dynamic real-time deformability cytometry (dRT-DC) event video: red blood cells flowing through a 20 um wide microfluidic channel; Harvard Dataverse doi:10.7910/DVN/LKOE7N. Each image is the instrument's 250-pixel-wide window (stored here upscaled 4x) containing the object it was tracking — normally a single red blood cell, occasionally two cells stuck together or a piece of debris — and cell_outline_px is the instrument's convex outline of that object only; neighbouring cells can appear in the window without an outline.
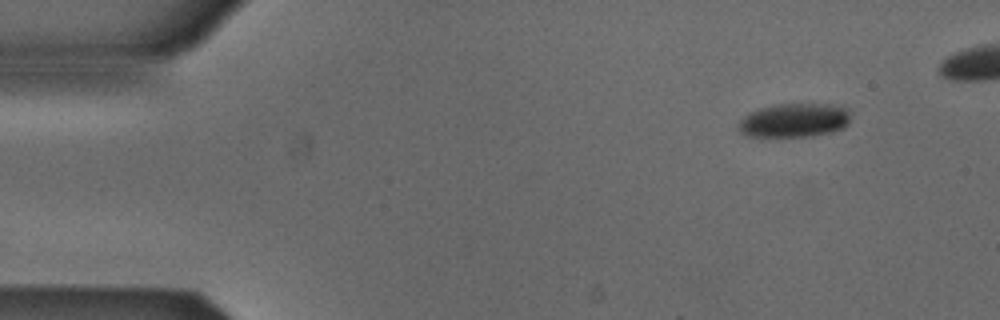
{"species": "Egyptian fruit bat (a non-hibernating species)", "species_latin": "Rousettus aegyptiacus", "temperature_condition": "cold", "stored_images_in_passage": 43, "camera_frame_rate_fps": 3000, "um_per_image_px": 0.085, "animal": {"sex": "male"}, "frame": {"image": 1, "passage_image": 1, "time_ms": 0.0, "image_size_px": [1000, 320], "cell_outline_px": [[848, 124], [844, 128], [832, 132], [812, 136], [748, 136], [740, 132], [736, 128], [736, 124], [748, 112], [760, 108], [780, 104], [828, 104], [848, 108]], "centroid_in_image_um": [67.47, 10.23], "position_along_channel_um": 17.5, "area_um2": 22.2}}
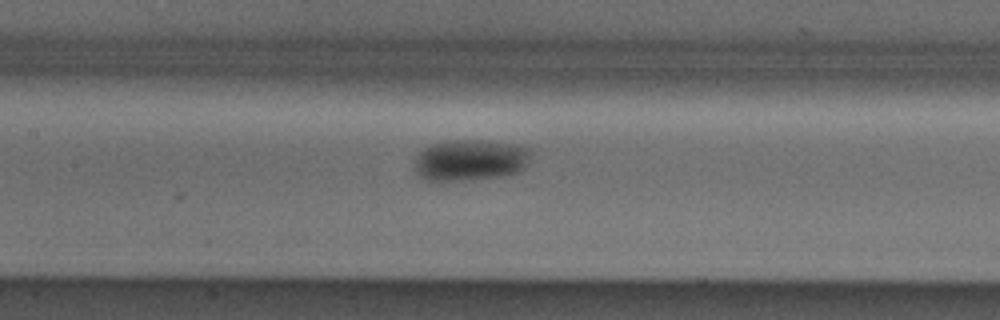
{"frame": {"image": 2, "passage_image": 20, "time_ms": 6.333, "image_size_px": [1000, 320], "cell_outline_px": [[528, 160], [524, 168], [516, 172], [500, 176], [464, 180], [424, 180], [416, 172], [416, 156], [424, 148], [432, 144], [448, 140], [480, 140], [516, 144], [528, 148]], "centroid_in_image_um": [39.94, 13.6], "position_along_channel_um": 167.5, "area_um2": 27.57}}
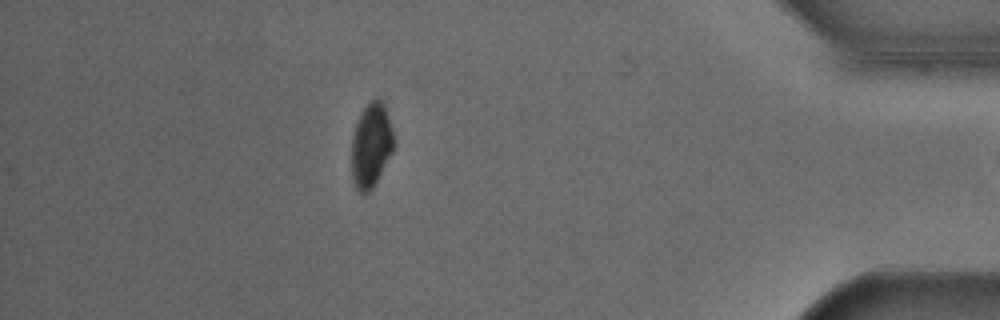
{"frame": {"image": 3, "passage_image": 42, "time_ms": 13.667, "image_size_px": [1000, 320], "cell_outline_px": [[396, 144], [392, 152], [372, 188], [368, 192], [360, 192], [356, 188], [352, 180], [352, 136], [360, 112], [376, 96], [380, 96], [384, 100]], "centroid_in_image_um": [31.56, 12.28], "position_along_channel_um": 403.6, "area_um2": 20.87}}